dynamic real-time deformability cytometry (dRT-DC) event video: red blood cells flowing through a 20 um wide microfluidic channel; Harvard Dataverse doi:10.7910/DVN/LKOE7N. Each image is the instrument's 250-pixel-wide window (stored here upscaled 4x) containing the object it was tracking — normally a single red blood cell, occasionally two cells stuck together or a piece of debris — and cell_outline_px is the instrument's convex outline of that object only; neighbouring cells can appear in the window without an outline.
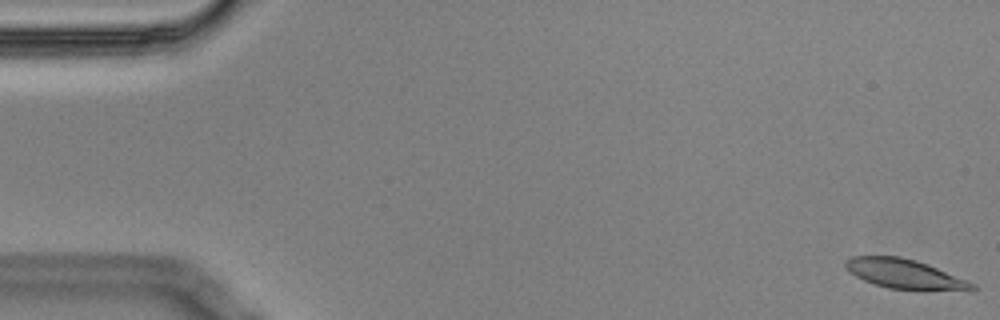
{"species": "Egyptian fruit bat (a non-hibernating species)", "species_latin": "Rousettus aegyptiacus", "temperature_condition": "cold", "stored_images_in_passage": 5, "camera_frame_rate_fps": 3000, "um_per_image_px": 0.085, "animal": {"sex": "male"}, "frame": {"image": 1, "passage_image": 1, "time_ms": 0.0, "image_size_px": [1000, 320], "cell_outline_px": [[976, 288], [924, 292], [888, 288], [864, 280], [856, 276], [844, 264], [844, 260], [852, 256], [900, 256], [916, 260], [928, 264], [968, 280], [976, 284]], "centroid_in_image_um": [76.93, 23.3], "position_along_channel_um": 8.1, "area_um2": 21.96}}
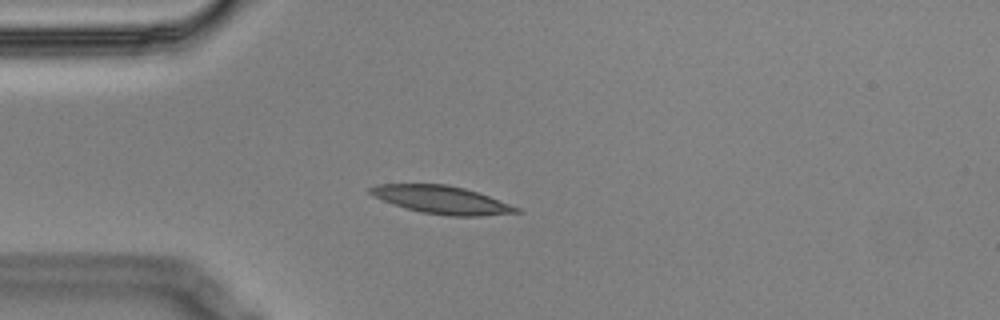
{"frame": {"image": 2, "passage_image": 5, "time_ms": 1.333, "image_size_px": [1000, 320], "cell_outline_px": [[524, 212], [480, 216], [448, 216], [420, 212], [404, 208], [392, 204], [368, 192], [368, 188], [376, 184], [448, 184], [464, 188], [488, 196], [520, 208]], "centroid_in_image_um": [37.55, 16.99], "position_along_channel_um": 47.5, "area_um2": 23.7}}